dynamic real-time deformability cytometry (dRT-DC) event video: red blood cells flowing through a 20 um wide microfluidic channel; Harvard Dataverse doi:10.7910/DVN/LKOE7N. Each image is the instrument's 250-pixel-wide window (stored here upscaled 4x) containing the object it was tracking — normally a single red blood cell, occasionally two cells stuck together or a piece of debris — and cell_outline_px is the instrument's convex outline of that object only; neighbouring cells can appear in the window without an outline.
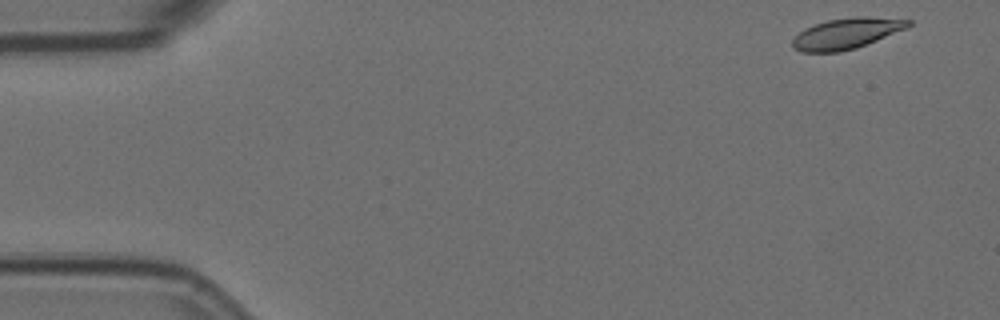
{"species": "Egyptian fruit bat (a non-hibernating species)", "species_latin": "Rousettus aegyptiacus", "temperature_condition": "room temperature", "stored_images_in_passage": 55, "camera_frame_rate_fps": 3000, "um_per_image_px": 0.085, "animal": {"sex": "female"}, "frame": {"image": 1, "passage_image": 1, "time_ms": 0.0, "image_size_px": [1000, 320], "cell_outline_px": [[912, 24], [908, 28], [856, 48], [840, 52], [800, 52], [792, 48], [792, 40], [804, 28], [828, 20], [856, 16], [864, 16], [912, 20]], "centroid_in_image_um": [71.96, 2.85], "position_along_channel_um": 13.0, "area_um2": 20.81}}
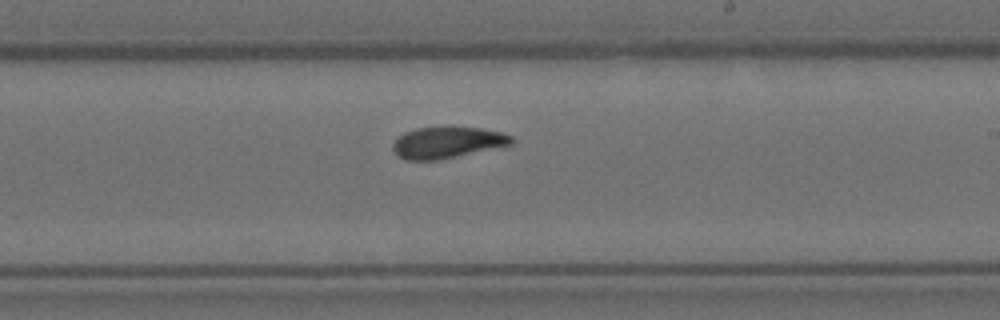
{"frame": {"image": 2, "passage_image": 31, "time_ms": 10.0, "image_size_px": [1000, 320], "cell_outline_px": [[512, 144], [436, 160], [408, 160], [400, 156], [392, 148], [392, 144], [404, 132], [416, 128], [444, 124], [448, 124], [480, 128], [500, 132], [512, 136]], "centroid_in_image_um": [37.99, 12.05], "position_along_channel_um": 251.0, "area_um2": 21.91}}
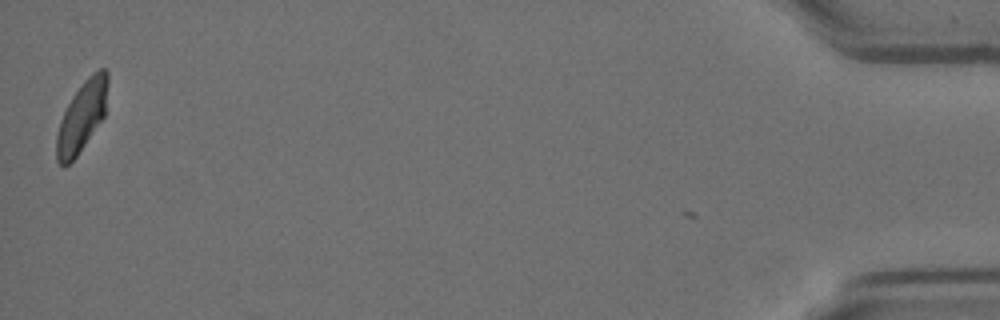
{"frame": {"image": 3, "passage_image": 54, "time_ms": 17.667, "image_size_px": [1000, 320], "cell_outline_px": [[108, 84], [104, 116], [76, 156], [64, 168], [56, 160], [56, 132], [60, 120], [72, 96], [84, 80], [92, 72], [100, 68], [104, 68], [108, 72]], "centroid_in_image_um": [6.94, 9.88], "position_along_channel_um": 428.3, "area_um2": 20.87}, "authors_computed_cell_mechanics": {"area_um2": 21.9062, "velocity_mm_per_s": 3.5507, "shape_relaxation_time_tau1_ms": 5.1924, "shape_relaxation_time_tau2_ms": 2.8162, "deformation_change_tau1": 0.1603, "deformation_change_tau2": 0.0466}}